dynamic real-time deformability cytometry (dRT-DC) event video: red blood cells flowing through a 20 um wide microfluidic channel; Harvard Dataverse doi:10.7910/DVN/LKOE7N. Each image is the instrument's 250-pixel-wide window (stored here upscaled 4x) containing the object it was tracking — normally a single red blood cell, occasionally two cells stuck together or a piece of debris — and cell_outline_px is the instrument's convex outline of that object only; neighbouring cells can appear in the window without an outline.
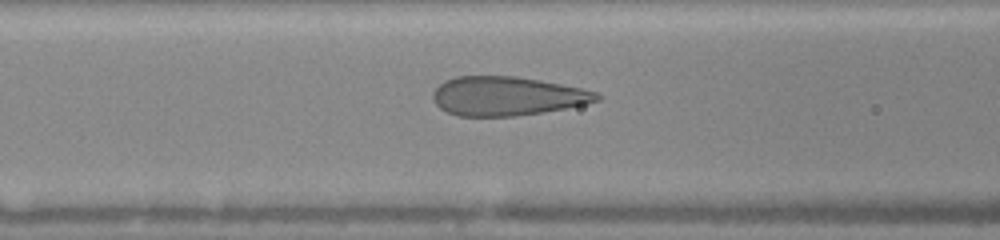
{"species": "human", "species_latin": "Homo sapiens", "temperature_condition": "warm", "stored_images_in_passage": 41, "camera_frame_rate_fps": 3000, "um_per_image_px": 0.085, "donor": {"sex": "female"}, "frame": {"image": 1, "passage_image": 27, "time_ms": 6.667, "image_size_px": [1000, 240], "cell_outline_px": [[600, 100], [584, 104], [564, 108], [516, 116], [460, 116], [448, 112], [440, 108], [436, 104], [432, 96], [432, 92], [440, 84], [456, 76], [516, 76], [540, 80], [580, 88], [596, 92], [600, 96]], "centroid_in_image_um": [43.07, 8.16], "position_along_channel_um": 123.5, "area_um2": 36.88}}
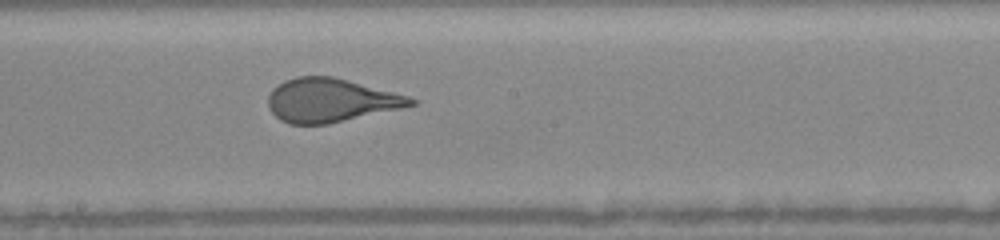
{"frame": {"image": 2, "passage_image": 38, "time_ms": 9.0, "image_size_px": [1000, 240], "cell_outline_px": [[416, 104], [400, 108], [328, 124], [288, 124], [280, 120], [268, 108], [268, 96], [272, 88], [284, 80], [296, 76], [332, 76], [408, 96], [416, 100]], "centroid_in_image_um": [28.04, 8.52], "position_along_channel_um": 220.2, "area_um2": 36.01}}
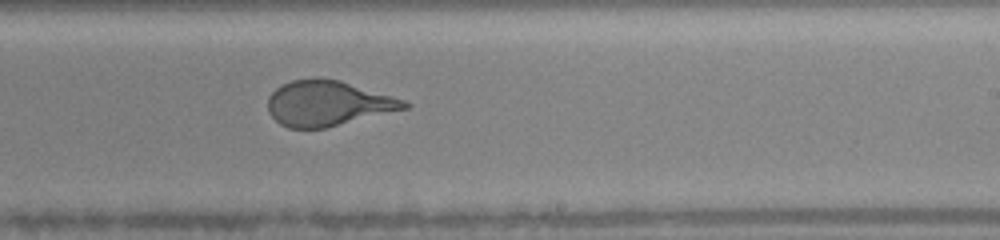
{"frame": {"image": 3, "passage_image": 41, "time_ms": 10.0, "image_size_px": [1000, 240], "cell_outline_px": [[412, 104], [408, 108], [324, 128], [288, 128], [280, 124], [268, 112], [268, 96], [276, 88], [292, 80], [316, 76], [320, 76], [340, 80], [404, 100]], "centroid_in_image_um": [27.84, 8.76], "position_along_channel_um": 261.2, "area_um2": 35.95}}